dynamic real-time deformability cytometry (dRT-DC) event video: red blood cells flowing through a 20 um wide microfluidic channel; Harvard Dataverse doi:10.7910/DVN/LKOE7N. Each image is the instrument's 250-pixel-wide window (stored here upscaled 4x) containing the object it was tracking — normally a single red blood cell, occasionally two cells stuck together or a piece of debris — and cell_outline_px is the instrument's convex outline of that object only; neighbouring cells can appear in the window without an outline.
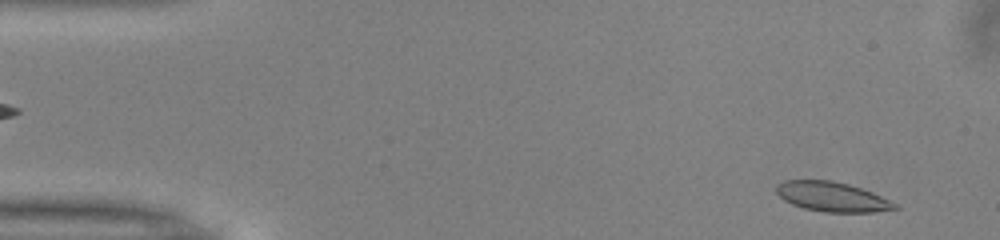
{"species": "common noctule bat (a hibernating species)", "species_latin": "Nyctalus noctula", "temperature_condition": "warm", "stored_images_in_passage": 50, "camera_frame_rate_fps": 3000, "um_per_image_px": 0.085, "animal": {"sex": "male", "body_mass_g": 13.0, "forearm_length_mm": 53.1}, "frame": {"image": 1, "passage_image": 3, "time_ms": 0.667, "image_size_px": [1000, 240], "cell_outline_px": [[900, 208], [872, 212], [824, 212], [804, 208], [792, 204], [784, 200], [776, 192], [776, 184], [784, 180], [832, 180], [848, 184], [872, 192], [896, 204]], "centroid_in_image_um": [70.69, 16.72], "position_along_channel_um": 14.3, "area_um2": 20.35}}
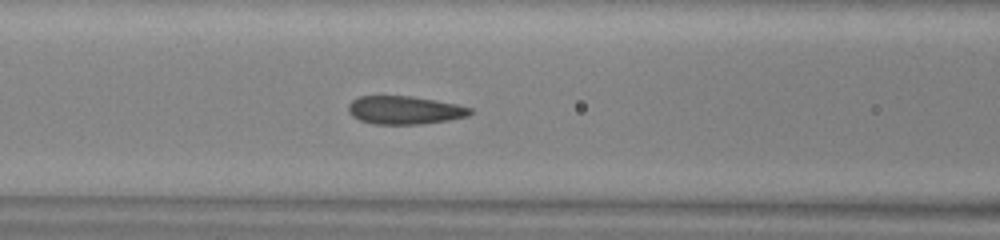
{"frame": {"image": 2, "passage_image": 20, "time_ms": 6.333, "image_size_px": [1000, 240], "cell_outline_px": [[472, 112], [468, 116], [448, 120], [420, 124], [376, 124], [360, 120], [352, 116], [348, 112], [348, 104], [352, 100], [360, 96], [412, 96], [456, 104], [472, 108]], "centroid_in_image_um": [34.38, 9.36], "position_along_channel_um": 132.2, "area_um2": 19.94}}
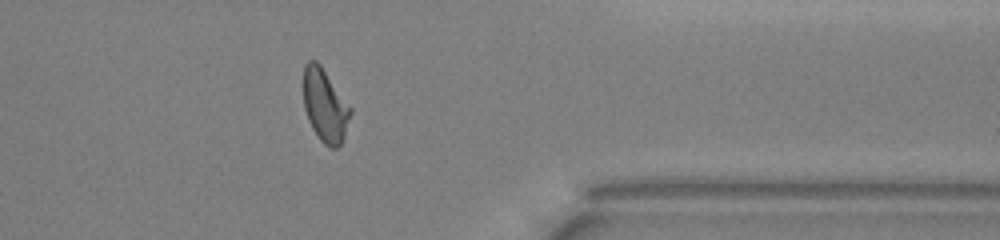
{"frame": {"image": 3, "passage_image": 40, "time_ms": 13.0, "image_size_px": [1000, 240], "cell_outline_px": [[352, 112], [344, 136], [340, 144], [336, 148], [332, 148], [324, 144], [320, 140], [312, 128], [308, 120], [304, 108], [304, 64], [308, 60], [316, 60], [320, 64], [352, 108]], "centroid_in_image_um": [27.62, 8.96], "position_along_channel_um": 383.8, "area_um2": 19.94}, "authors_computed_cell_mechanics": {"area_um2": 20.3167, "velocity_mm_per_s": 4.0175, "shape_relaxation_time_tau1_ms": 5.8222, "shape_relaxation_time_tau2_ms": 1.2271, "deformation_change_tau1": 0.1875, "deformation_change_tau2": 0.0478}}